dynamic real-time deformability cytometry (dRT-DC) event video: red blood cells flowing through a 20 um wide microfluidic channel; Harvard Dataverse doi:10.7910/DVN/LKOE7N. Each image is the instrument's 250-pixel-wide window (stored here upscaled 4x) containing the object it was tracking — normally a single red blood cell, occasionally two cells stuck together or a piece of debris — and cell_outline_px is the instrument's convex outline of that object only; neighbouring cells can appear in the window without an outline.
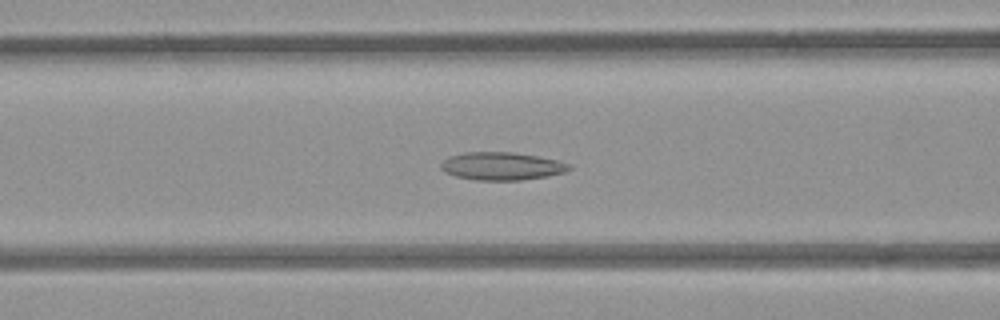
{"species": "common noctule bat (a hibernating species)", "species_latin": "Nyctalus noctula", "temperature_condition": "room temperature", "stored_images_in_passage": 52, "camera_frame_rate_fps": 3000, "um_per_image_px": 0.085, "animal": {"sex": "female", "body_mass_g": 21.9}, "frame": {"image": 1, "passage_image": 20, "time_ms": 6.333, "image_size_px": [1000, 320], "cell_outline_px": [[572, 168], [564, 172], [548, 176], [520, 180], [476, 180], [456, 176], [444, 172], [440, 168], [440, 164], [448, 156], [464, 152], [512, 152], [536, 156], [556, 160], [572, 164]], "centroid_in_image_um": [42.63, 14.12], "position_along_channel_um": 124.0, "area_um2": 20.87}}
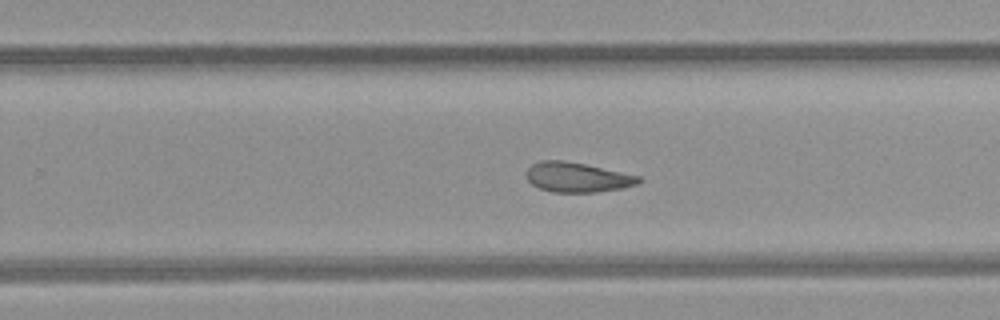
{"frame": {"image": 2, "passage_image": 32, "time_ms": 10.333, "image_size_px": [1000, 320], "cell_outline_px": [[644, 180], [636, 184], [624, 188], [596, 192], [552, 192], [540, 188], [532, 184], [524, 176], [528, 168], [532, 164], [540, 160], [564, 160], [584, 164], [640, 176]], "centroid_in_image_um": [49.05, 15.07], "position_along_channel_um": 280.7, "area_um2": 19.54}}
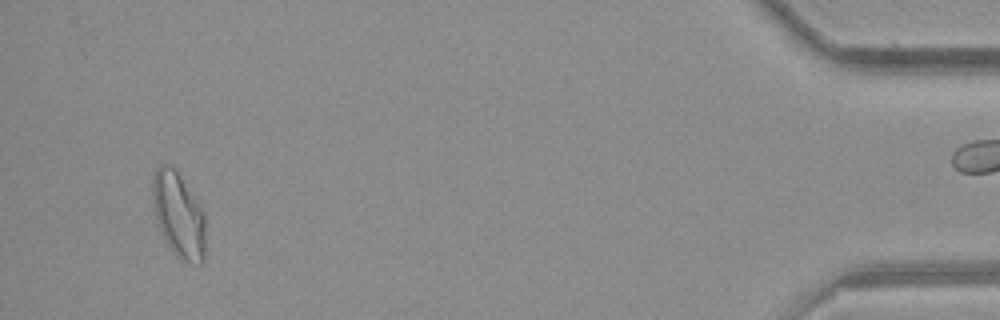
{"frame": {"image": 3, "passage_image": 49, "time_ms": 16.0, "image_size_px": [1000, 320], "cell_outline_px": [[204, 260], [200, 264], [196, 264], [184, 260], [176, 256], [168, 248], [156, 224], [152, 204], [152, 180], [156, 168], [160, 164], [172, 164], [200, 208], [204, 216]], "centroid_in_image_um": [15.11, 18.29], "position_along_channel_um": 420.1, "area_um2": 26.24}, "authors_computed_cell_mechanics": {"area_um2": 21.3282, "velocity_mm_per_s": 3.9206, "shape_relaxation_time_tau1_ms": null, "shape_relaxation_time_tau2_ms": 5.0261, "deformation_change_tau1": null, "deformation_change_tau2": 0.1125}}